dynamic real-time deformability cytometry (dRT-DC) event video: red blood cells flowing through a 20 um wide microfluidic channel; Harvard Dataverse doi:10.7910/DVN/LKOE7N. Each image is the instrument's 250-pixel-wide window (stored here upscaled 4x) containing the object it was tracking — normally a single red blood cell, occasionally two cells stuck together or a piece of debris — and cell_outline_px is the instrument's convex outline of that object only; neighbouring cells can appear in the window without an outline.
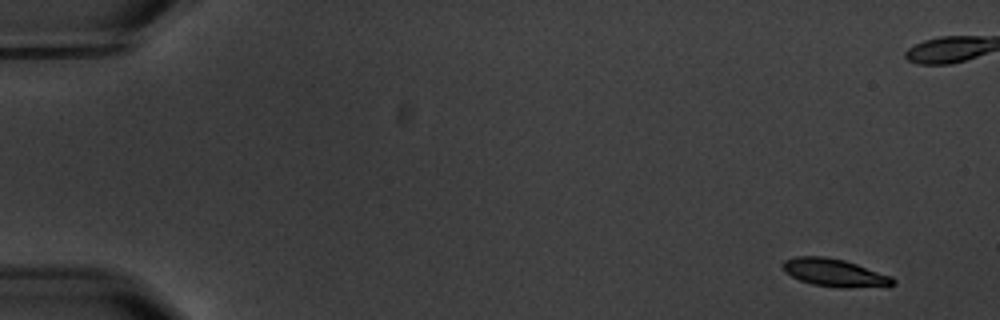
{"species": "common noctule bat (a hibernating species)", "species_latin": "Nyctalus noctula", "temperature_condition": "warm", "stored_images_in_passage": 6, "camera_frame_rate_fps": 3000, "um_per_image_px": 0.085, "animal": {"sex": "male", "body_mass_g": 20.1, "forearm_length_mm": 53.5}, "frame": {"image": 1, "passage_image": 2, "time_ms": 1.0, "image_size_px": [1000, 320], "cell_outline_px": [[896, 284], [848, 288], [840, 288], [812, 284], [800, 280], [792, 276], [780, 264], [784, 260], [796, 256], [824, 256], [844, 260], [892, 276], [896, 280]], "centroid_in_image_um": [70.93, 23.17], "position_along_channel_um": 14.1, "area_um2": 17.63}}